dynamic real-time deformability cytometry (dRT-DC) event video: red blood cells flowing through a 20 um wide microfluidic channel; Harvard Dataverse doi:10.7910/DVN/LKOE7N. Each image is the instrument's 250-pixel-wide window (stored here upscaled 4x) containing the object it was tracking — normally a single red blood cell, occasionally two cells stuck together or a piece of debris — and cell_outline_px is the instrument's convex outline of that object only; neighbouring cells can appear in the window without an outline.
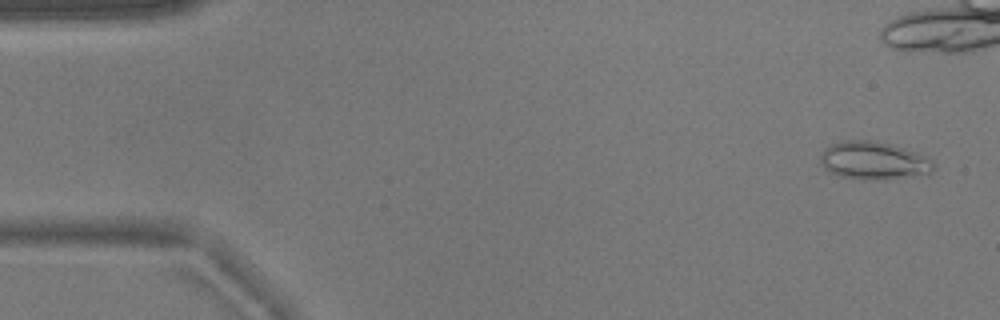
{"species": "common noctule bat (a hibernating species)", "species_latin": "Nyctalus noctula", "temperature_condition": "warm", "stored_images_in_passage": 12, "camera_frame_rate_fps": 3000, "um_per_image_px": 0.085, "animal": {"sex": "male", "body_mass_g": 17.9}, "frame": {"image": 1, "passage_image": 3, "time_ms": 0.667, "image_size_px": [1000, 320], "cell_outline_px": [[936, 168], [932, 172], [884, 180], [860, 180], [840, 176], [824, 168], [820, 160], [820, 152], [824, 148], [832, 144], [844, 140], [868, 140], [892, 144], [928, 156], [932, 160]], "centroid_in_image_um": [74.26, 13.65], "position_along_channel_um": 10.7, "area_um2": 25.2}}